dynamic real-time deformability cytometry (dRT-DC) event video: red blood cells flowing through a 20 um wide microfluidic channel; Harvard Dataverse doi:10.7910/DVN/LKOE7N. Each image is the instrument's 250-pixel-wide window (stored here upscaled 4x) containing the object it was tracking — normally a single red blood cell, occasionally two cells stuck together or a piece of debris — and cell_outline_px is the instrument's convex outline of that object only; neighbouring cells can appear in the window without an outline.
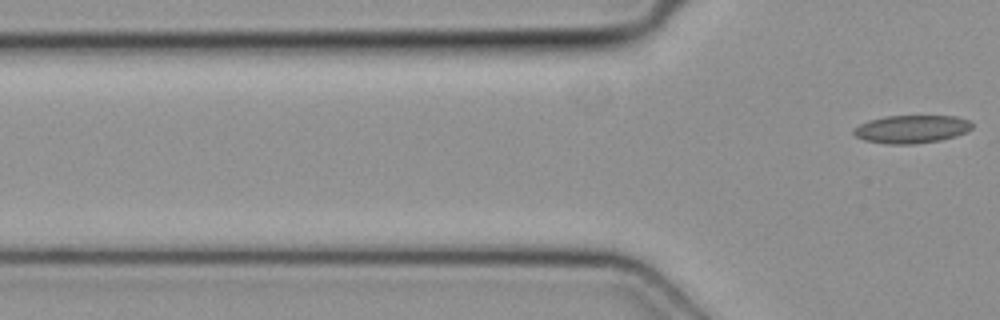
{"species": "common noctule bat (a hibernating species)", "species_latin": "Nyctalus noctula", "temperature_condition": "cold", "stored_images_in_passage": 4, "camera_frame_rate_fps": 3000, "um_per_image_px": 0.085, "animal": {"sex": "female", "body_mass_g": 19.3, "forearm_length_mm": 54.1}, "frame": {"image": 1, "passage_image": 4, "time_ms": 1.0, "image_size_px": [1000, 320], "cell_outline_px": [[972, 128], [968, 132], [956, 136], [940, 140], [916, 144], [888, 144], [864, 140], [856, 136], [852, 132], [852, 128], [868, 120], [888, 116], [956, 116], [968, 120], [972, 124]], "centroid_in_image_um": [77.48, 10.98], "position_along_channel_um": 48.3, "area_um2": 19.42}}